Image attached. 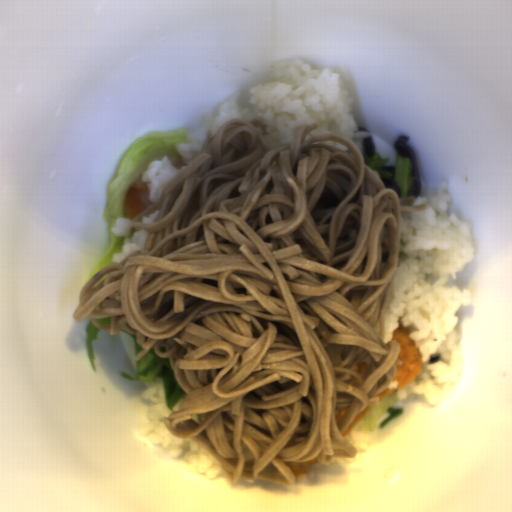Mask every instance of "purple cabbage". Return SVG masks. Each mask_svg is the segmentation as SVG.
I'll use <instances>...</instances> for the list:
<instances>
[{"mask_svg": "<svg viewBox=\"0 0 512 512\" xmlns=\"http://www.w3.org/2000/svg\"><path fill=\"white\" fill-rule=\"evenodd\" d=\"M410 137L405 135H400L396 138L394 141V150L398 154L399 157L403 158H409L411 160V170H410V176L413 179V185H414V191L413 196H415V199L419 196H421V188H422V180L416 160V155L411 146L407 144Z\"/></svg>", "mask_w": 512, "mask_h": 512, "instance_id": "c1f60e8f", "label": "purple cabbage"}, {"mask_svg": "<svg viewBox=\"0 0 512 512\" xmlns=\"http://www.w3.org/2000/svg\"><path fill=\"white\" fill-rule=\"evenodd\" d=\"M381 170L383 172H388L389 174H391L390 176L383 178L381 180L384 183L385 189L392 188L398 193V197H401V190L395 181L396 166L386 165L381 167Z\"/></svg>", "mask_w": 512, "mask_h": 512, "instance_id": "ea28d5fd", "label": "purple cabbage"}, {"mask_svg": "<svg viewBox=\"0 0 512 512\" xmlns=\"http://www.w3.org/2000/svg\"><path fill=\"white\" fill-rule=\"evenodd\" d=\"M357 132H367L370 134V136H368L367 138H365L362 142V145H363V150H364V153L366 155L367 158H372L374 157L376 151H375V147H374V144H373V136L371 134V132L369 130H367L366 128H364L363 126H359Z\"/></svg>", "mask_w": 512, "mask_h": 512, "instance_id": "f65ffa83", "label": "purple cabbage"}]
</instances>
